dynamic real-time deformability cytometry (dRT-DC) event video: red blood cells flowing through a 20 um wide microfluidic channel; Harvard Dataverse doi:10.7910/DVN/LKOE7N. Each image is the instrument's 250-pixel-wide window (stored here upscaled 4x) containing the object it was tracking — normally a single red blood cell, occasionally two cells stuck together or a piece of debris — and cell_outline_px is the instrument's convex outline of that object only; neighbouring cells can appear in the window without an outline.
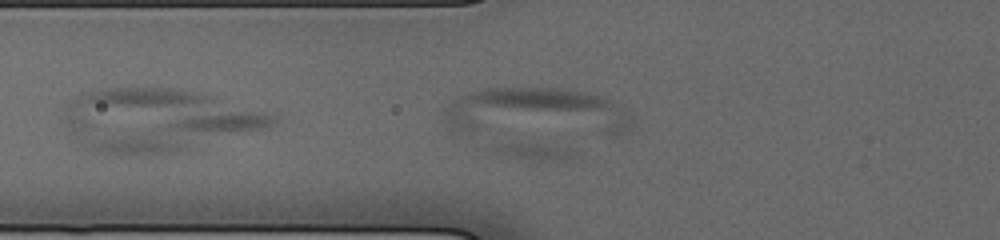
{"species": "human", "species_latin": "Homo sapiens", "temperature_condition": "cold", "stored_images_in_passage": 8, "camera_frame_rate_fps": 3000, "um_per_image_px": 0.085, "donor": {"sex": "male"}, "frame": {"image": 1, "passage_image": 2, "time_ms": 0.333, "image_size_px": [1000, 240], "cell_outline_px": [[632, 124], [628, 132], [616, 136], [608, 136], [452, 132], [448, 128], [444, 116], [448, 104], [452, 100], [460, 96], [484, 88], [560, 88], [588, 92], [600, 96], [624, 108], [632, 116]], "centroid_in_image_um": [45.62, 9.59], "position_along_channel_um": 80.2, "area_um2": 54.91}}